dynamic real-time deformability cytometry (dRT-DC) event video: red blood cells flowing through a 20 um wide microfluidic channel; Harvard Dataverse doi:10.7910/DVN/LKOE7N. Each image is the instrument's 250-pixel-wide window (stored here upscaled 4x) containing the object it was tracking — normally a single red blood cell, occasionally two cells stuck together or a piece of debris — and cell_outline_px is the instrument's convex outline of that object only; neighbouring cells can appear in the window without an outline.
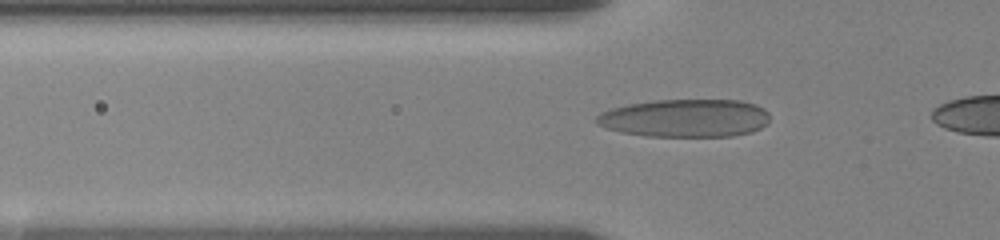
{"species": "human", "species_latin": "Homo sapiens", "temperature_condition": "room temperature", "stored_images_in_passage": 4, "camera_frame_rate_fps": 3000, "um_per_image_px": 0.085, "donor": {"sex": "female"}, "frame": {"image": 1, "passage_image": 2, "time_ms": 0.333, "image_size_px": [1000, 240], "cell_outline_px": [[768, 124], [752, 132], [732, 136], [648, 136], [620, 132], [596, 124], [596, 116], [600, 112], [612, 108], [628, 104], [656, 100], [740, 100], [756, 104], [764, 108], [768, 112]], "centroid_in_image_um": [58.26, 10.04], "position_along_channel_um": 67.5, "area_um2": 38.49}}